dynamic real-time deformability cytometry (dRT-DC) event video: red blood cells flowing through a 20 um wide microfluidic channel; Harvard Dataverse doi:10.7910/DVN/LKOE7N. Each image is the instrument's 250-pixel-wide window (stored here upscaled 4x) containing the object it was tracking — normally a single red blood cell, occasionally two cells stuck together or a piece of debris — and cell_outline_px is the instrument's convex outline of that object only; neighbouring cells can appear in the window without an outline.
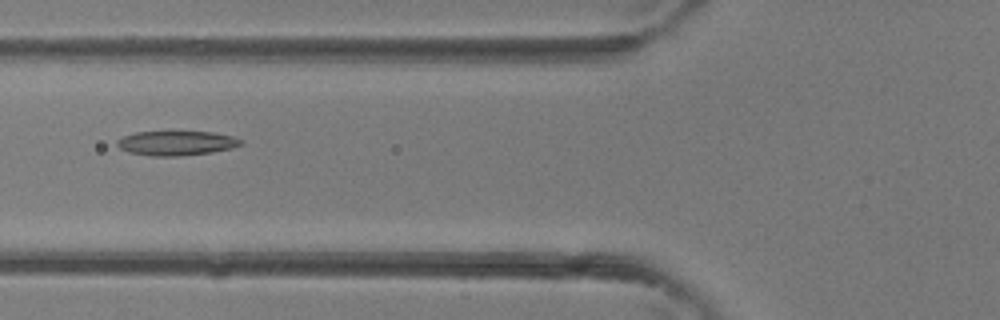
{"species": "common noctule bat (a hibernating species)", "species_latin": "Nyctalus noctula", "temperature_condition": "room temperature", "stored_images_in_passage": 2, "camera_frame_rate_fps": 3000, "um_per_image_px": 0.085, "animal": {"sex": "female"}, "frame": {"image": 1, "passage_image": 2, "time_ms": 0.333, "image_size_px": [1000, 320], "cell_outline_px": [[244, 144], [232, 148], [212, 152], [180, 156], [152, 156], [128, 152], [120, 148], [116, 144], [116, 140], [124, 136], [136, 132], [212, 132], [232, 136], [244, 140]], "centroid_in_image_um": [15.02, 12.17], "position_along_channel_um": 110.8, "area_um2": 17.69}}